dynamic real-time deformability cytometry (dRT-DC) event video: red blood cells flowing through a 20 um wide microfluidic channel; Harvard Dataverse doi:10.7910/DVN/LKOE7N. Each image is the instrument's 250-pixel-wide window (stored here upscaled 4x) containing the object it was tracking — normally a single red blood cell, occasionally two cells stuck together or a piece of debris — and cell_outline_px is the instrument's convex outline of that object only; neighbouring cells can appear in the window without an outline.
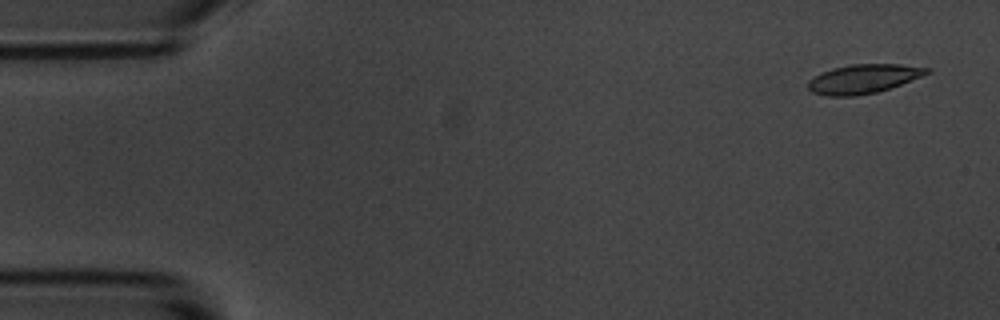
{"species": "common noctule bat (a hibernating species)", "species_latin": "Nyctalus noctula", "temperature_condition": "room temperature", "stored_images_in_passage": 6, "camera_frame_rate_fps": 3000, "um_per_image_px": 0.085, "animal": {"sex": "male", "body_mass_g": 20.1, "forearm_length_mm": 53.5}, "frame": {"image": 1, "passage_image": 1, "time_ms": 0.0, "image_size_px": [1000, 320], "cell_outline_px": [[932, 72], [900, 84], [876, 92], [856, 96], [828, 96], [812, 92], [808, 88], [808, 80], [820, 72], [832, 68], [848, 64], [900, 64], [932, 68]], "centroid_in_image_um": [73.37, 6.69], "position_along_channel_um": 11.6, "area_um2": 20.17}}
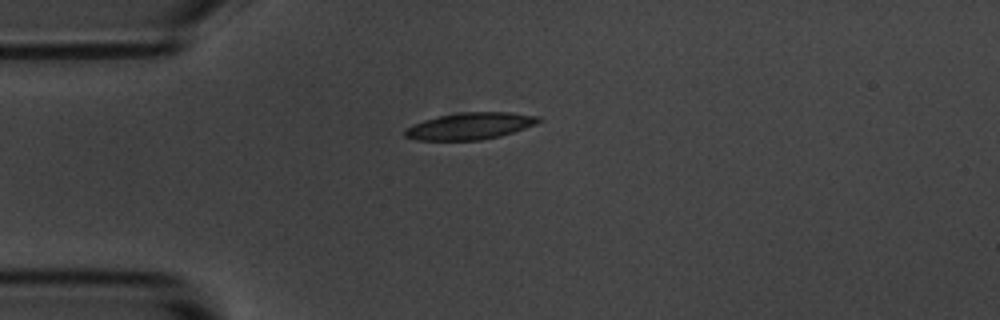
{"frame": {"image": 2, "passage_image": 4, "time_ms": 1.0, "image_size_px": [1000, 320], "cell_outline_px": [[544, 120], [536, 124], [500, 136], [480, 140], [416, 140], [404, 136], [404, 132], [412, 124], [436, 116], [460, 112], [512, 112], [540, 116]], "centroid_in_image_um": [39.98, 10.7], "position_along_channel_um": 45.0, "area_um2": 20.98}}
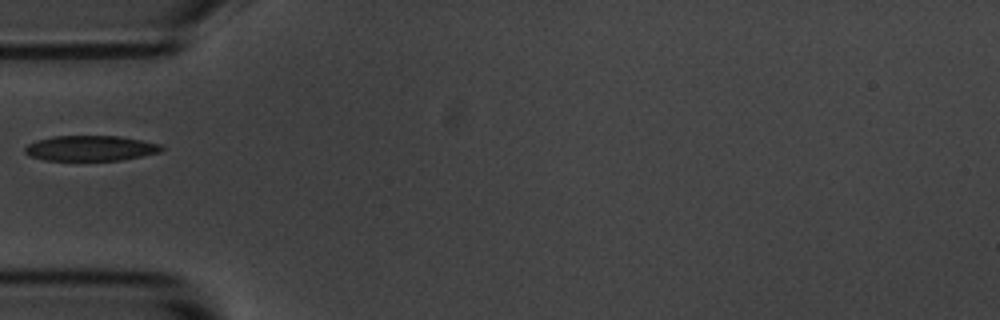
{"frame": {"image": 3, "passage_image": 5, "time_ms": 1.333, "image_size_px": [1000, 320], "cell_outline_px": [[164, 148], [160, 152], [120, 160], [44, 160], [28, 156], [24, 152], [24, 148], [28, 144], [36, 140], [56, 136], [120, 136], [160, 144]], "centroid_in_image_um": [7.65, 12.6], "position_along_channel_um": 77.3, "area_um2": 20.06}}